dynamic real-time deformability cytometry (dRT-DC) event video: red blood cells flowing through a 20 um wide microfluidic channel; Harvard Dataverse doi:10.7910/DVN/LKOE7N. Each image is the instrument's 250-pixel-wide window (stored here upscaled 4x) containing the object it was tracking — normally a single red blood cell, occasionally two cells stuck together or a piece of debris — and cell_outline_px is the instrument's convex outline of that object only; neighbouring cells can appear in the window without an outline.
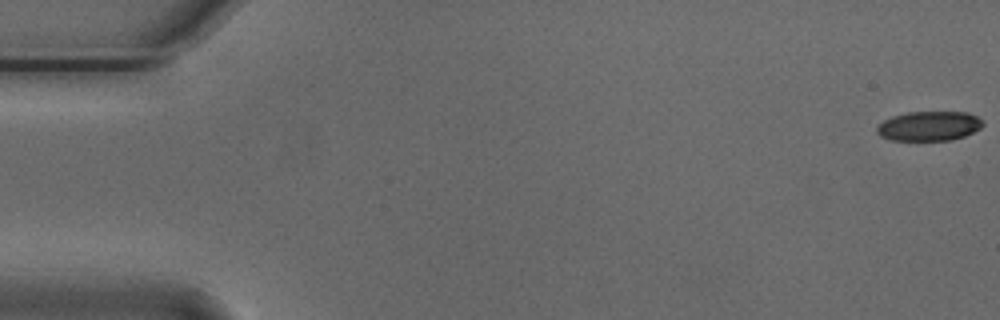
{"species": "Egyptian fruit bat (a non-hibernating species)", "species_latin": "Rousettus aegyptiacus", "temperature_condition": "cold", "stored_images_in_passage": 56, "camera_frame_rate_fps": 3000, "um_per_image_px": 0.085, "animal": {"sex": "male"}, "frame": {"image": 1, "passage_image": 1, "time_ms": 0.0, "image_size_px": [1000, 320], "cell_outline_px": [[980, 124], [972, 132], [960, 136], [944, 140], [896, 140], [884, 136], [880, 132], [880, 124], [896, 116], [916, 112], [960, 112], [976, 116], [980, 120]], "centroid_in_image_um": [78.99, 10.71], "position_along_channel_um": 6.0, "area_um2": 16.82}}
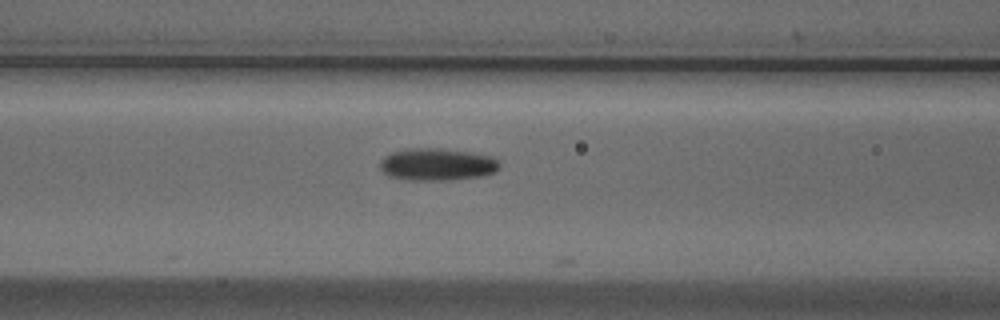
{"frame": {"image": 2, "passage_image": 23, "time_ms": 7.333, "image_size_px": [1000, 320], "cell_outline_px": [[496, 168], [492, 172], [468, 176], [400, 176], [388, 172], [384, 168], [384, 160], [388, 156], [400, 152], [448, 152], [476, 156], [492, 160], [496, 164]], "centroid_in_image_um": [37.16, 13.98], "position_along_channel_um": 129.4, "area_um2": 16.82}}
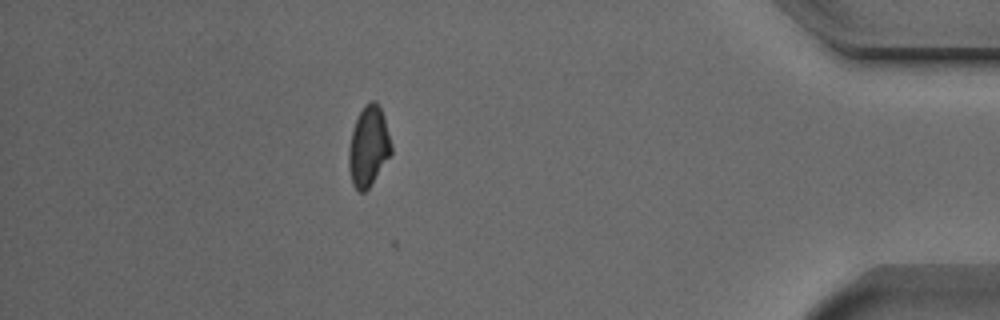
{"frame": {"image": 3, "passage_image": 49, "time_ms": 16.0, "image_size_px": [1000, 320], "cell_outline_px": [[392, 152], [368, 188], [364, 192], [360, 192], [356, 188], [352, 180], [352, 132], [356, 120], [360, 112], [368, 104], [376, 104], [380, 108], [384, 120], [392, 148]], "centroid_in_image_um": [31.38, 12.46], "position_along_channel_um": 403.8, "area_um2": 17.98}, "authors_computed_cell_mechanics": {"area_um2": 17.3689, "velocity_mm_per_s": 3.7337, "shape_relaxation_time_tau1_ms": null, "shape_relaxation_time_tau2_ms": 4.9818, "deformation_change_tau1": null, "deformation_change_tau2": 0.1246}}